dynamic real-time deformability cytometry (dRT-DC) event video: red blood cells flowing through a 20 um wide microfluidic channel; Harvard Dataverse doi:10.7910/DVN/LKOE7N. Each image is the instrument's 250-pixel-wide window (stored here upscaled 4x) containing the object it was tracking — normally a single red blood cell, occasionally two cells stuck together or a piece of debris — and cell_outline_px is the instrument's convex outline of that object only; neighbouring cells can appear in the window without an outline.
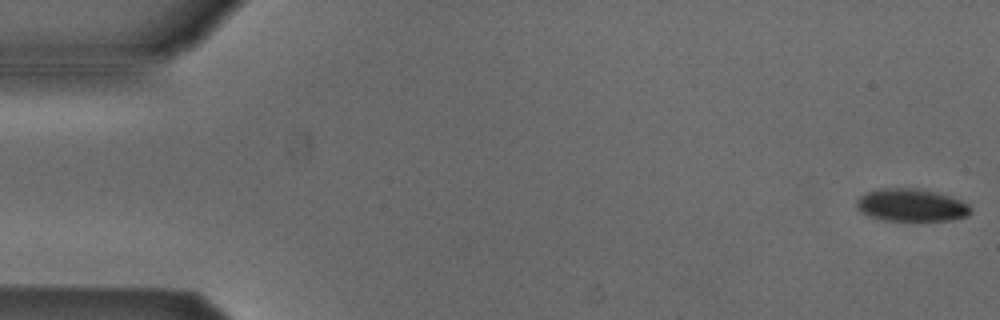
{"species": "Egyptian fruit bat (a non-hibernating species)", "species_latin": "Rousettus aegyptiacus", "temperature_condition": "cold", "stored_images_in_passage": 51, "camera_frame_rate_fps": 3000, "um_per_image_px": 0.085, "animal": {"sex": "male"}, "frame": {"image": 1, "passage_image": 1, "time_ms": 0.0, "image_size_px": [1000, 320], "cell_outline_px": [[972, 212], [968, 216], [952, 220], [884, 220], [868, 216], [860, 212], [856, 208], [856, 200], [860, 196], [868, 192], [880, 188], [920, 188], [952, 196], [968, 204], [972, 208]], "centroid_in_image_um": [77.47, 17.43], "position_along_channel_um": 7.5, "area_um2": 21.91}}
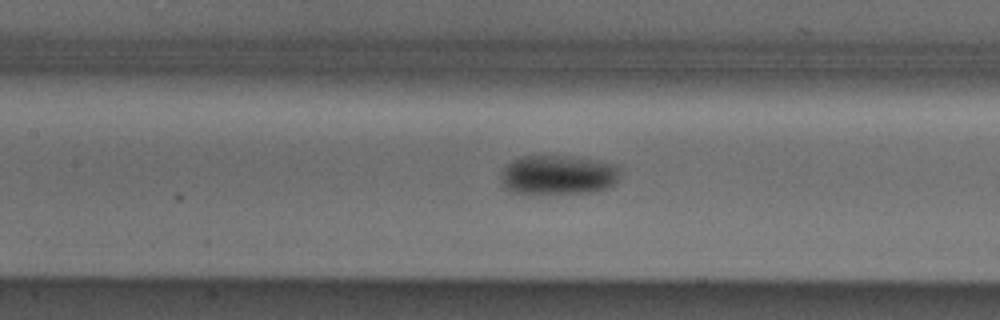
{"frame": {"image": 2, "passage_image": 24, "time_ms": 7.667, "image_size_px": [1000, 320], "cell_outline_px": [[620, 176], [608, 188], [592, 192], [512, 192], [504, 188], [500, 184], [500, 172], [512, 160], [520, 156], [568, 156], [616, 164], [620, 168]], "centroid_in_image_um": [47.41, 14.85], "position_along_channel_um": 160.0, "area_um2": 27.17}}
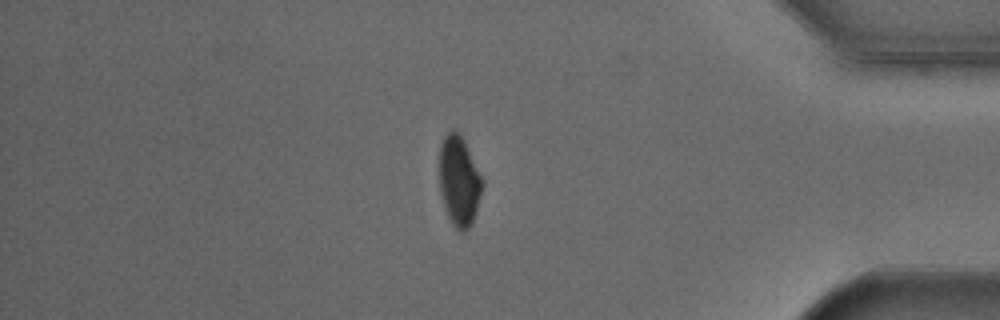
{"frame": {"image": 3, "passage_image": 45, "time_ms": 14.667, "image_size_px": [1000, 320], "cell_outline_px": [[484, 184], [476, 212], [472, 224], [464, 232], [460, 232], [452, 224], [444, 208], [440, 192], [440, 144], [444, 136], [452, 128], [464, 140], [484, 180]], "centroid_in_image_um": [39.03, 15.41], "position_along_channel_um": 396.2, "area_um2": 22.66}, "authors_computed_cell_mechanics": {"area_um2": 24.854, "velocity_mm_per_s": 3.8531, "shape_relaxation_time_tau1_ms": 3.9464, "shape_relaxation_time_tau2_ms": null, "deformation_change_tau1": 0.1213, "deformation_change_tau2": null}}